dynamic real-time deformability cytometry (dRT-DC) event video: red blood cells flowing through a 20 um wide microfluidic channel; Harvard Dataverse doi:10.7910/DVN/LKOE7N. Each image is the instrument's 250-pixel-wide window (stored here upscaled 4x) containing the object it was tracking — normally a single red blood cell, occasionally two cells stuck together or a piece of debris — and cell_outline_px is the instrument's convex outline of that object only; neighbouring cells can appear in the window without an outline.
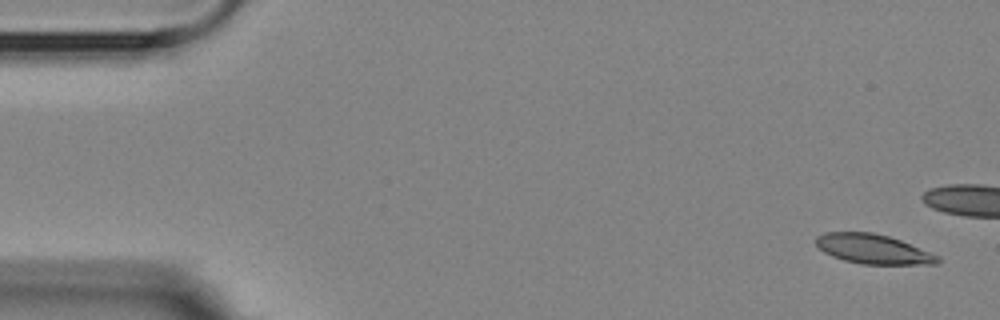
{"species": "Egyptian fruit bat (a non-hibernating species)", "species_latin": "Rousettus aegyptiacus", "temperature_condition": "room temperature", "stored_images_in_passage": 6, "camera_frame_rate_fps": 3000, "um_per_image_px": 0.085, "animal": {"sex": "female"}, "frame": {"image": 1, "passage_image": 1, "time_ms": 0.0, "image_size_px": [1000, 320], "cell_outline_px": [[940, 264], [860, 264], [844, 260], [832, 256], [824, 252], [816, 244], [816, 236], [824, 232], [872, 232], [888, 236], [900, 240], [940, 256]], "centroid_in_image_um": [74.22, 21.17], "position_along_channel_um": 10.8, "area_um2": 20.92}}
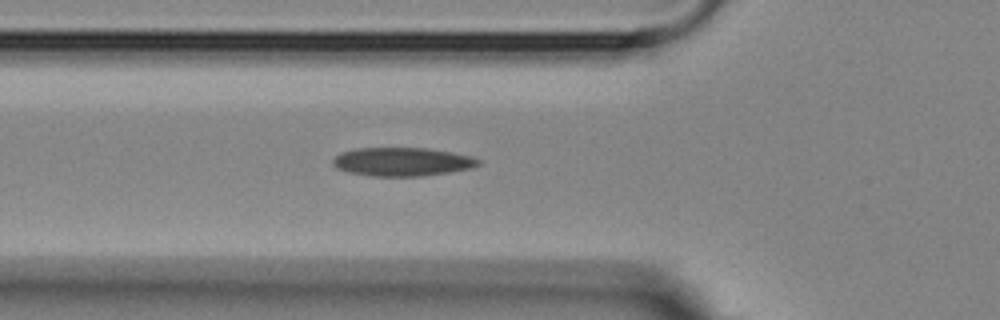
{"frame": {"image": 2, "passage_image": 6, "time_ms": 7.0, "image_size_px": [1000, 320], "cell_outline_px": [[480, 164], [472, 168], [424, 176], [372, 176], [348, 172], [332, 164], [332, 160], [340, 152], [356, 148], [428, 148], [452, 152], [472, 156], [480, 160]], "centroid_in_image_um": [34.2, 13.74], "position_along_channel_um": 91.6, "area_um2": 24.22}}